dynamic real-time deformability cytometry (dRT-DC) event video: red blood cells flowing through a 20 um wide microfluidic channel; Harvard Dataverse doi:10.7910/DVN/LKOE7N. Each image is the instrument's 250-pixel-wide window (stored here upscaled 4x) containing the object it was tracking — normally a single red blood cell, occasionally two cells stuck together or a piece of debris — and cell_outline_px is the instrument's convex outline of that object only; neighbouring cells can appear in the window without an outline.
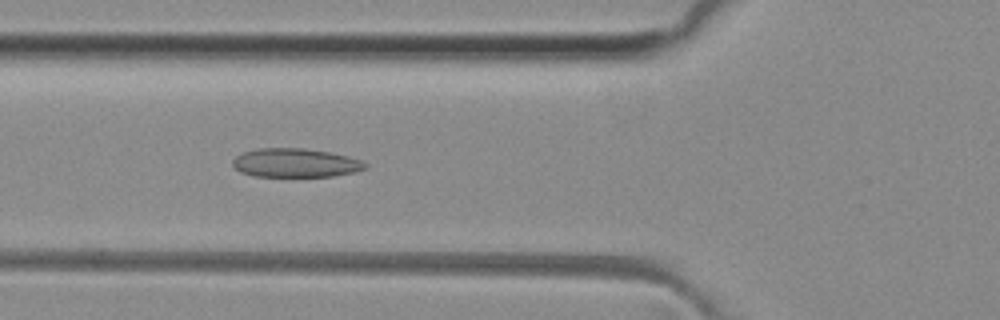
{"species": "common noctule bat (a hibernating species)", "species_latin": "Nyctalus noctula", "temperature_condition": "room temperature", "stored_images_in_passage": 47, "camera_frame_rate_fps": 3000, "um_per_image_px": 0.085, "animal": {"sex": "female", "body_mass_g": 29.2, "forearm_length_mm": 56.3}, "frame": {"image": 1, "passage_image": 15, "time_ms": 4.667, "image_size_px": [1000, 320], "cell_outline_px": [[368, 168], [356, 172], [332, 176], [252, 176], [240, 172], [232, 164], [232, 160], [236, 156], [244, 152], [256, 148], [304, 148], [332, 152], [348, 156], [360, 160], [368, 164]], "centroid_in_image_um": [25.13, 13.84], "position_along_channel_um": 100.7, "area_um2": 22.43}}
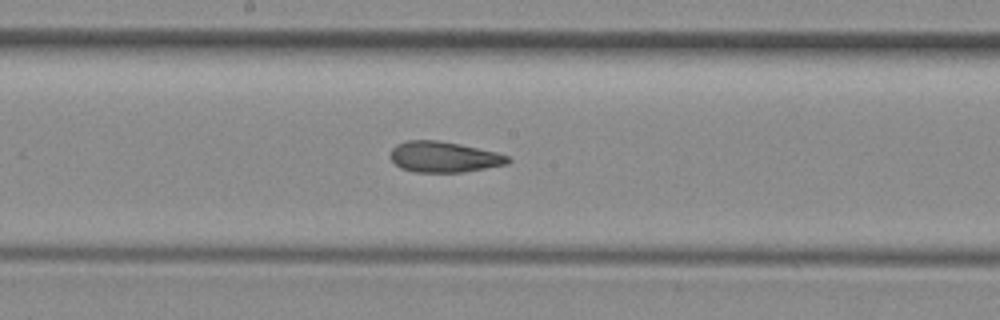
{"frame": {"image": 2, "passage_image": 23, "time_ms": 7.333, "image_size_px": [1000, 320], "cell_outline_px": [[512, 160], [508, 164], [464, 172], [416, 172], [400, 168], [388, 156], [392, 148], [396, 144], [408, 140], [440, 140], [460, 144], [496, 152], [508, 156]], "centroid_in_image_um": [37.72, 13.33], "position_along_channel_um": 210.5, "area_um2": 21.21}}
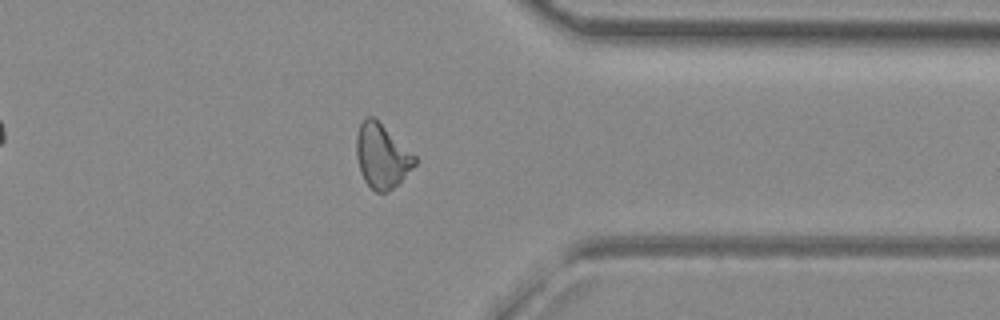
{"frame": {"image": 3, "passage_image": 36, "time_ms": 11.667, "image_size_px": [1000, 320], "cell_outline_px": [[416, 164], [388, 192], [376, 192], [364, 180], [360, 172], [356, 156], [356, 136], [360, 124], [364, 116], [372, 116], [416, 156]], "centroid_in_image_um": [32.42, 13.25], "position_along_channel_um": 379.0, "area_um2": 21.44}, "authors_computed_cell_mechanics": {"area_um2": 21.7906, "velocity_mm_per_s": 4.1045, "shape_relaxation_time_tau1_ms": null, "shape_relaxation_time_tau2_ms": 2.8439, "deformation_change_tau1": null, "deformation_change_tau2": 0.1082}}